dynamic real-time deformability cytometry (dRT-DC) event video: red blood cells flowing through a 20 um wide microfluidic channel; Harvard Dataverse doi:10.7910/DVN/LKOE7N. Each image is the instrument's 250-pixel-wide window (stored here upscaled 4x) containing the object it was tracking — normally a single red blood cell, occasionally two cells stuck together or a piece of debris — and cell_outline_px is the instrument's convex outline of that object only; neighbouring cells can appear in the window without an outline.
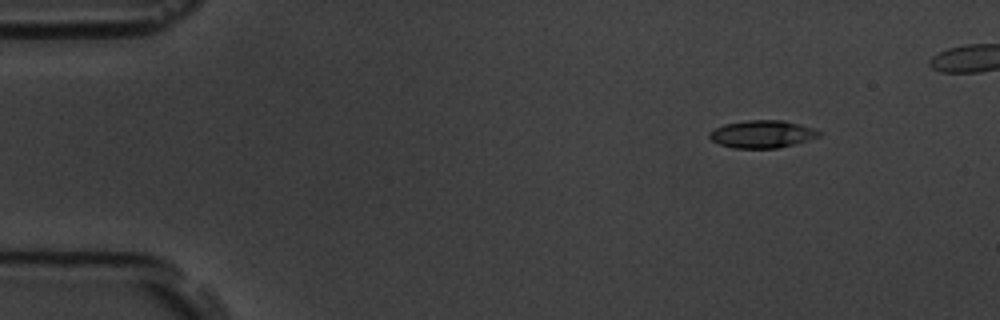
{"species": "common noctule bat (a hibernating species)", "species_latin": "Nyctalus noctula", "temperature_condition": "room temperature", "stored_images_in_passage": 6, "segment_of_instrument_passage": [2, 2], "camera_frame_rate_fps": 3000, "um_per_image_px": 0.085, "animal": {"sex": "male", "body_mass_g": 19.5, "forearm_length_mm": 54.6}, "frame": {"image": 1, "passage_image": 6, "time_ms": 6.667, "image_size_px": [1000, 320], "cell_outline_px": [[820, 136], [808, 140], [776, 148], [736, 148], [720, 144], [712, 140], [708, 136], [708, 132], [724, 124], [748, 120], [784, 120], [816, 128], [820, 132]], "centroid_in_image_um": [64.79, 11.38], "position_along_channel_um": 20.2, "area_um2": 17.51}}